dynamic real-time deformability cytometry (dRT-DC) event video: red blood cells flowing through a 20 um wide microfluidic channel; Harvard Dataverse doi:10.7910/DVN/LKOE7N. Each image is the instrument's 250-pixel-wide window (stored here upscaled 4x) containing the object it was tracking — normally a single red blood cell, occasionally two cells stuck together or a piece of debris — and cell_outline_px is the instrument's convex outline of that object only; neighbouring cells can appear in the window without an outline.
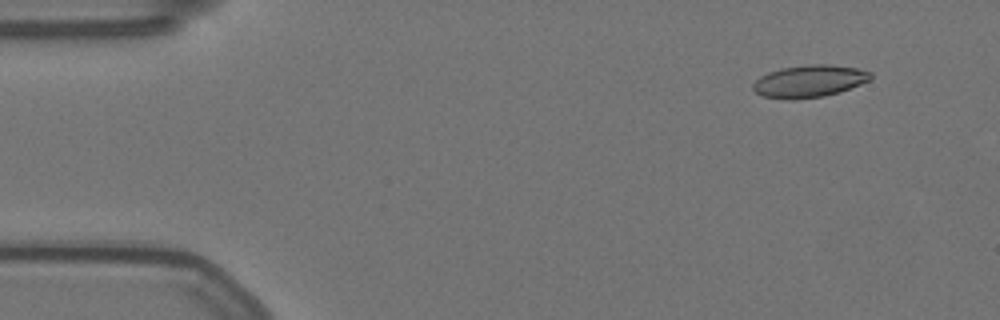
{"species": "Egyptian fruit bat (a non-hibernating species)", "species_latin": "Rousettus aegyptiacus", "temperature_condition": "warm", "stored_images_in_passage": 57, "camera_frame_rate_fps": 3000, "um_per_image_px": 0.085, "animal": {"sex": "female"}, "frame": {"image": 1, "passage_image": 5, "time_ms": 1.333, "image_size_px": [1000, 320], "cell_outline_px": [[872, 76], [868, 80], [860, 84], [824, 96], [796, 100], [788, 100], [764, 96], [756, 92], [752, 88], [752, 84], [760, 76], [768, 72], [784, 68], [808, 64], [828, 64], [856, 68], [872, 72]], "centroid_in_image_um": [68.75, 6.9], "position_along_channel_um": 16.2, "area_um2": 21.91}}
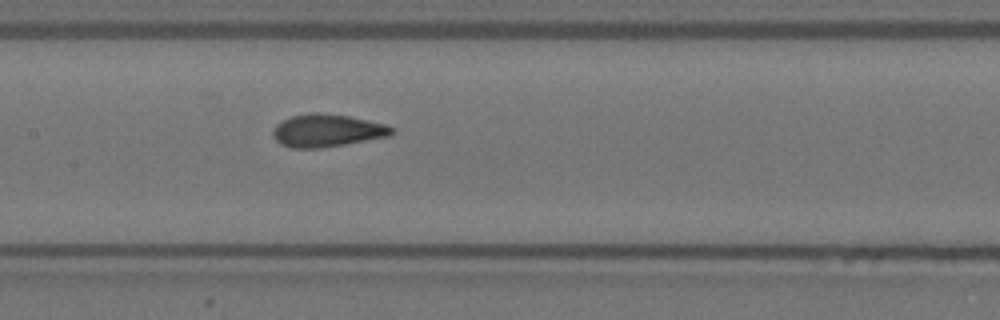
{"frame": {"image": 2, "passage_image": 27, "time_ms": 8.667, "image_size_px": [1000, 320], "cell_outline_px": [[396, 132], [388, 136], [344, 144], [320, 148], [292, 148], [280, 144], [276, 140], [272, 132], [276, 124], [292, 116], [312, 112], [316, 112], [348, 116], [384, 124], [396, 128]], "centroid_in_image_um": [27.8, 11.1], "position_along_channel_um": 179.6, "area_um2": 22.43}}
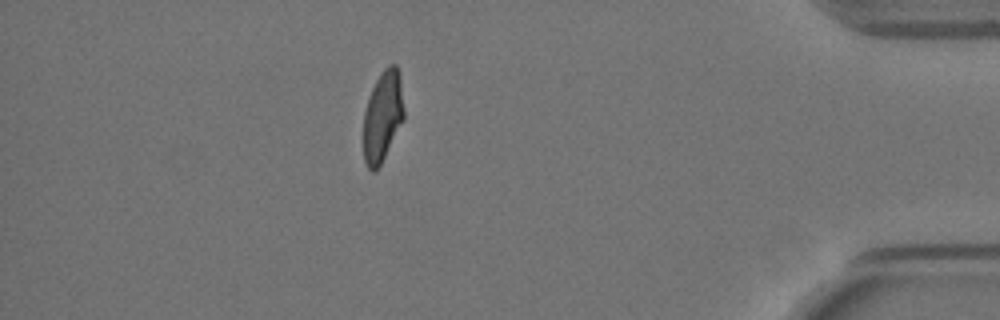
{"frame": {"image": 3, "passage_image": 50, "time_ms": 16.333, "image_size_px": [1000, 320], "cell_outline_px": [[404, 120], [376, 172], [372, 172], [368, 168], [364, 160], [364, 112], [372, 88], [376, 80], [384, 68], [388, 64], [396, 64], [400, 72], [404, 108]], "centroid_in_image_um": [32.55, 9.86], "position_along_channel_um": 402.7, "area_um2": 21.5}, "authors_computed_cell_mechanics": {"area_um2": 22.1374, "velocity_mm_per_s": 3.5266, "shape_relaxation_time_tau1_ms": 8.4546, "shape_relaxation_time_tau2_ms": 0.9059, "deformation_change_tau1": 0.2295, "deformation_change_tau2": 0.0811}}